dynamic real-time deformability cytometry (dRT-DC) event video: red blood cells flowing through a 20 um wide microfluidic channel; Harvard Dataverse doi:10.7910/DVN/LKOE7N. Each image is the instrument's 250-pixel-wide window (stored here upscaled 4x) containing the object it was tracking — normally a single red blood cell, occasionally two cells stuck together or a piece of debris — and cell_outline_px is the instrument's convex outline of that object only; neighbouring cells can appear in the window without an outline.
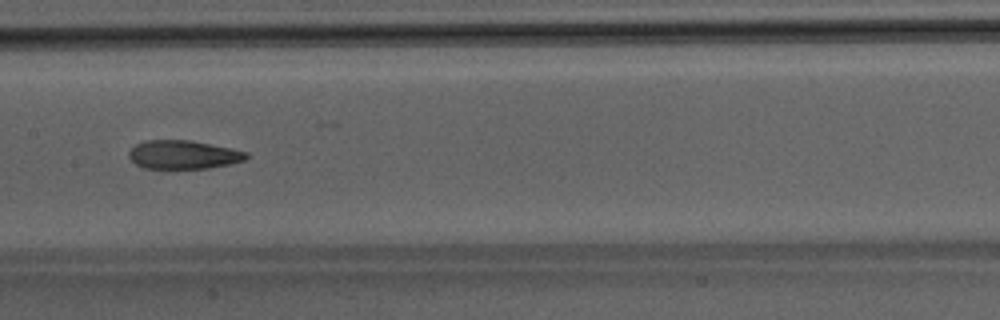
{"species": "Egyptian fruit bat (a non-hibernating species)", "species_latin": "Rousettus aegyptiacus", "temperature_condition": "room temperature", "stored_images_in_passage": 32, "camera_frame_rate_fps": 3000, "um_per_image_px": 0.085, "animal": {"sex": "male"}, "frame": {"image": 1, "passage_image": 18, "time_ms": 5.667, "image_size_px": [1000, 320], "cell_outline_px": [[248, 156], [244, 160], [228, 164], [208, 168], [144, 168], [136, 164], [128, 156], [128, 152], [136, 144], [144, 140], [192, 140], [232, 148], [248, 152]], "centroid_in_image_um": [15.58, 13.13], "position_along_channel_um": 191.8, "area_um2": 19.54}}